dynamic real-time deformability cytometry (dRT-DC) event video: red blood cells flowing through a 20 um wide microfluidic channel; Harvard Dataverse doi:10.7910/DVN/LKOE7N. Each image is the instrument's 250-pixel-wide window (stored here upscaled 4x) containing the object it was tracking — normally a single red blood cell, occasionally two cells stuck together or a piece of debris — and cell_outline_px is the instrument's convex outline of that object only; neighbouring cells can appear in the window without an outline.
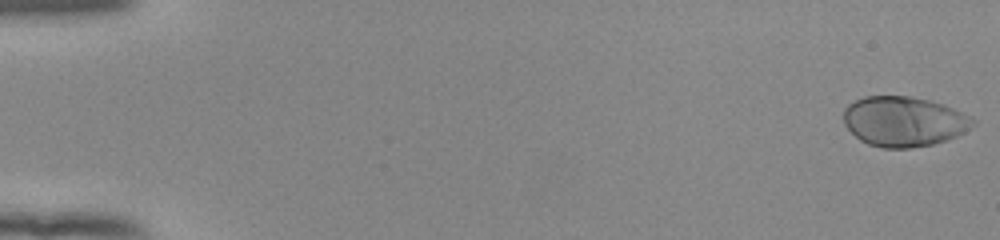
{"species": "human", "species_latin": "Homo sapiens", "temperature_condition": "room temperature", "stored_images_in_passage": 54, "camera_frame_rate_fps": 3000, "um_per_image_px": 0.085, "donor": {"sex": "female"}, "frame": {"image": 1, "passage_image": 1, "time_ms": 0.0, "image_size_px": [1000, 240], "cell_outline_px": [[976, 124], [964, 132], [956, 136], [932, 144], [912, 148], [884, 148], [868, 144], [860, 140], [844, 124], [844, 108], [848, 104], [864, 96], [908, 96], [928, 100], [944, 104], [972, 116], [976, 120]], "centroid_in_image_um": [76.84, 10.32], "position_along_channel_um": 8.2, "area_um2": 37.74}}
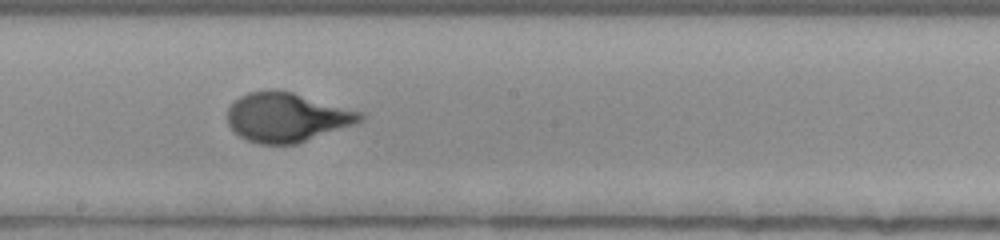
{"frame": {"image": 2, "passage_image": 31, "time_ms": 10.0, "image_size_px": [1000, 240], "cell_outline_px": [[364, 120], [296, 144], [260, 144], [248, 140], [240, 136], [228, 124], [228, 108], [240, 96], [248, 92], [268, 88], [276, 88], [292, 92], [364, 112]], "centroid_in_image_um": [24.37, 9.94], "position_along_channel_um": 223.8, "area_um2": 38.03}}
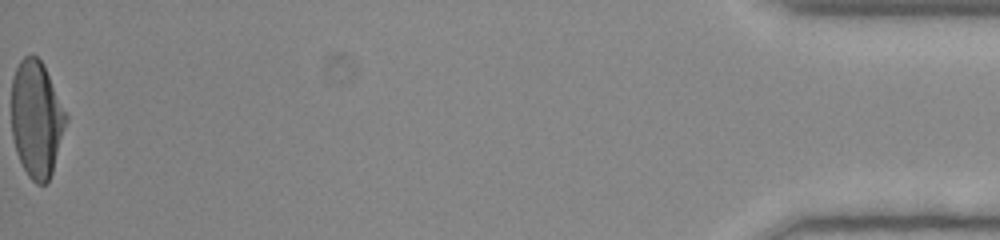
{"frame": {"image": 3, "passage_image": 54, "time_ms": 17.667, "image_size_px": [1000, 240], "cell_outline_px": [[68, 120], [52, 172], [48, 180], [44, 184], [36, 184], [28, 176], [16, 152], [12, 136], [12, 76], [20, 60], [24, 56], [32, 52], [44, 64], [68, 116]], "centroid_in_image_um": [3.11, 10.08], "position_along_channel_um": 432.1, "area_um2": 37.28}, "authors_computed_cell_mechanics": {"area_um2": 37.0498, "velocity_mm_per_s": 3.916, "shape_relaxation_time_tau1_ms": 4.5673, "shape_relaxation_time_tau2_ms": null, "deformation_change_tau1": 0.2329, "deformation_change_tau2": null}}